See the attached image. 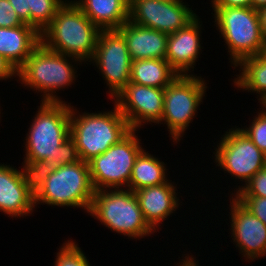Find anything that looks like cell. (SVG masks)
I'll use <instances>...</instances> for the list:
<instances>
[{
  "mask_svg": "<svg viewBox=\"0 0 266 266\" xmlns=\"http://www.w3.org/2000/svg\"><path fill=\"white\" fill-rule=\"evenodd\" d=\"M40 43V33L30 25L0 27V56L16 71Z\"/></svg>",
  "mask_w": 266,
  "mask_h": 266,
  "instance_id": "obj_19",
  "label": "cell"
},
{
  "mask_svg": "<svg viewBox=\"0 0 266 266\" xmlns=\"http://www.w3.org/2000/svg\"><path fill=\"white\" fill-rule=\"evenodd\" d=\"M0 163V212L11 218L30 216L35 207L31 171Z\"/></svg>",
  "mask_w": 266,
  "mask_h": 266,
  "instance_id": "obj_14",
  "label": "cell"
},
{
  "mask_svg": "<svg viewBox=\"0 0 266 266\" xmlns=\"http://www.w3.org/2000/svg\"><path fill=\"white\" fill-rule=\"evenodd\" d=\"M200 19L197 15L181 30L168 35L165 59L179 75H192L203 51L200 37L203 26Z\"/></svg>",
  "mask_w": 266,
  "mask_h": 266,
  "instance_id": "obj_16",
  "label": "cell"
},
{
  "mask_svg": "<svg viewBox=\"0 0 266 266\" xmlns=\"http://www.w3.org/2000/svg\"><path fill=\"white\" fill-rule=\"evenodd\" d=\"M131 130L139 132L146 123L158 124L163 117L164 88L129 82L112 100ZM145 123V124H144Z\"/></svg>",
  "mask_w": 266,
  "mask_h": 266,
  "instance_id": "obj_13",
  "label": "cell"
},
{
  "mask_svg": "<svg viewBox=\"0 0 266 266\" xmlns=\"http://www.w3.org/2000/svg\"><path fill=\"white\" fill-rule=\"evenodd\" d=\"M260 112L251 119L248 127H239L251 141L266 154V105H260ZM262 109V110H261Z\"/></svg>",
  "mask_w": 266,
  "mask_h": 266,
  "instance_id": "obj_26",
  "label": "cell"
},
{
  "mask_svg": "<svg viewBox=\"0 0 266 266\" xmlns=\"http://www.w3.org/2000/svg\"><path fill=\"white\" fill-rule=\"evenodd\" d=\"M112 109L81 113L71 105L70 137L74 140L82 161L88 163L103 154L131 131L118 106L115 104Z\"/></svg>",
  "mask_w": 266,
  "mask_h": 266,
  "instance_id": "obj_5",
  "label": "cell"
},
{
  "mask_svg": "<svg viewBox=\"0 0 266 266\" xmlns=\"http://www.w3.org/2000/svg\"><path fill=\"white\" fill-rule=\"evenodd\" d=\"M211 7H252V0H211Z\"/></svg>",
  "mask_w": 266,
  "mask_h": 266,
  "instance_id": "obj_31",
  "label": "cell"
},
{
  "mask_svg": "<svg viewBox=\"0 0 266 266\" xmlns=\"http://www.w3.org/2000/svg\"><path fill=\"white\" fill-rule=\"evenodd\" d=\"M117 30L125 39L132 61L165 59L168 34L132 23L129 20Z\"/></svg>",
  "mask_w": 266,
  "mask_h": 266,
  "instance_id": "obj_18",
  "label": "cell"
},
{
  "mask_svg": "<svg viewBox=\"0 0 266 266\" xmlns=\"http://www.w3.org/2000/svg\"><path fill=\"white\" fill-rule=\"evenodd\" d=\"M138 137L137 130H131L117 144L88 162L95 191L128 189L136 158L144 150Z\"/></svg>",
  "mask_w": 266,
  "mask_h": 266,
  "instance_id": "obj_10",
  "label": "cell"
},
{
  "mask_svg": "<svg viewBox=\"0 0 266 266\" xmlns=\"http://www.w3.org/2000/svg\"><path fill=\"white\" fill-rule=\"evenodd\" d=\"M88 215L128 238L140 240L155 233L143 217L135 192L127 188L95 191Z\"/></svg>",
  "mask_w": 266,
  "mask_h": 266,
  "instance_id": "obj_7",
  "label": "cell"
},
{
  "mask_svg": "<svg viewBox=\"0 0 266 266\" xmlns=\"http://www.w3.org/2000/svg\"><path fill=\"white\" fill-rule=\"evenodd\" d=\"M13 6L20 20L27 25H30V9H27V0H8Z\"/></svg>",
  "mask_w": 266,
  "mask_h": 266,
  "instance_id": "obj_30",
  "label": "cell"
},
{
  "mask_svg": "<svg viewBox=\"0 0 266 266\" xmlns=\"http://www.w3.org/2000/svg\"><path fill=\"white\" fill-rule=\"evenodd\" d=\"M24 25L8 0H0V27L10 28Z\"/></svg>",
  "mask_w": 266,
  "mask_h": 266,
  "instance_id": "obj_29",
  "label": "cell"
},
{
  "mask_svg": "<svg viewBox=\"0 0 266 266\" xmlns=\"http://www.w3.org/2000/svg\"><path fill=\"white\" fill-rule=\"evenodd\" d=\"M239 75L233 79L237 90L256 93L259 105H266V51L262 54L243 59L235 69Z\"/></svg>",
  "mask_w": 266,
  "mask_h": 266,
  "instance_id": "obj_21",
  "label": "cell"
},
{
  "mask_svg": "<svg viewBox=\"0 0 266 266\" xmlns=\"http://www.w3.org/2000/svg\"><path fill=\"white\" fill-rule=\"evenodd\" d=\"M26 133L24 161L27 170L54 169L80 161L70 137L71 103L41 102Z\"/></svg>",
  "mask_w": 266,
  "mask_h": 266,
  "instance_id": "obj_1",
  "label": "cell"
},
{
  "mask_svg": "<svg viewBox=\"0 0 266 266\" xmlns=\"http://www.w3.org/2000/svg\"><path fill=\"white\" fill-rule=\"evenodd\" d=\"M251 214L255 215L266 225V197L233 196Z\"/></svg>",
  "mask_w": 266,
  "mask_h": 266,
  "instance_id": "obj_28",
  "label": "cell"
},
{
  "mask_svg": "<svg viewBox=\"0 0 266 266\" xmlns=\"http://www.w3.org/2000/svg\"><path fill=\"white\" fill-rule=\"evenodd\" d=\"M264 6H266V0H252V8L258 10Z\"/></svg>",
  "mask_w": 266,
  "mask_h": 266,
  "instance_id": "obj_35",
  "label": "cell"
},
{
  "mask_svg": "<svg viewBox=\"0 0 266 266\" xmlns=\"http://www.w3.org/2000/svg\"><path fill=\"white\" fill-rule=\"evenodd\" d=\"M17 77V71L12 67V65L6 61L2 56H0V80L7 81Z\"/></svg>",
  "mask_w": 266,
  "mask_h": 266,
  "instance_id": "obj_32",
  "label": "cell"
},
{
  "mask_svg": "<svg viewBox=\"0 0 266 266\" xmlns=\"http://www.w3.org/2000/svg\"><path fill=\"white\" fill-rule=\"evenodd\" d=\"M178 75L166 59H138L132 61L130 82L166 88Z\"/></svg>",
  "mask_w": 266,
  "mask_h": 266,
  "instance_id": "obj_22",
  "label": "cell"
},
{
  "mask_svg": "<svg viewBox=\"0 0 266 266\" xmlns=\"http://www.w3.org/2000/svg\"><path fill=\"white\" fill-rule=\"evenodd\" d=\"M78 63L84 64L75 57L52 51L40 43L17 70L16 81L40 93V102H63L56 92L75 84Z\"/></svg>",
  "mask_w": 266,
  "mask_h": 266,
  "instance_id": "obj_3",
  "label": "cell"
},
{
  "mask_svg": "<svg viewBox=\"0 0 266 266\" xmlns=\"http://www.w3.org/2000/svg\"><path fill=\"white\" fill-rule=\"evenodd\" d=\"M186 3L129 0V21L169 35L181 30L198 15Z\"/></svg>",
  "mask_w": 266,
  "mask_h": 266,
  "instance_id": "obj_12",
  "label": "cell"
},
{
  "mask_svg": "<svg viewBox=\"0 0 266 266\" xmlns=\"http://www.w3.org/2000/svg\"><path fill=\"white\" fill-rule=\"evenodd\" d=\"M258 13L260 18L261 33L266 43V6L258 9Z\"/></svg>",
  "mask_w": 266,
  "mask_h": 266,
  "instance_id": "obj_34",
  "label": "cell"
},
{
  "mask_svg": "<svg viewBox=\"0 0 266 266\" xmlns=\"http://www.w3.org/2000/svg\"><path fill=\"white\" fill-rule=\"evenodd\" d=\"M35 207L80 208L88 214L95 189L89 164L82 160L54 169H34Z\"/></svg>",
  "mask_w": 266,
  "mask_h": 266,
  "instance_id": "obj_2",
  "label": "cell"
},
{
  "mask_svg": "<svg viewBox=\"0 0 266 266\" xmlns=\"http://www.w3.org/2000/svg\"><path fill=\"white\" fill-rule=\"evenodd\" d=\"M59 248L55 256L54 266H91L89 259L75 240L68 239Z\"/></svg>",
  "mask_w": 266,
  "mask_h": 266,
  "instance_id": "obj_25",
  "label": "cell"
},
{
  "mask_svg": "<svg viewBox=\"0 0 266 266\" xmlns=\"http://www.w3.org/2000/svg\"><path fill=\"white\" fill-rule=\"evenodd\" d=\"M101 30L119 29L129 20V0H73Z\"/></svg>",
  "mask_w": 266,
  "mask_h": 266,
  "instance_id": "obj_20",
  "label": "cell"
},
{
  "mask_svg": "<svg viewBox=\"0 0 266 266\" xmlns=\"http://www.w3.org/2000/svg\"><path fill=\"white\" fill-rule=\"evenodd\" d=\"M192 73L178 75L164 88L163 117L158 124L167 125L173 144H179L181 139L183 140L185 131L193 122L203 98L206 97V80Z\"/></svg>",
  "mask_w": 266,
  "mask_h": 266,
  "instance_id": "obj_8",
  "label": "cell"
},
{
  "mask_svg": "<svg viewBox=\"0 0 266 266\" xmlns=\"http://www.w3.org/2000/svg\"><path fill=\"white\" fill-rule=\"evenodd\" d=\"M162 1L176 2V1H183V0H162Z\"/></svg>",
  "mask_w": 266,
  "mask_h": 266,
  "instance_id": "obj_36",
  "label": "cell"
},
{
  "mask_svg": "<svg viewBox=\"0 0 266 266\" xmlns=\"http://www.w3.org/2000/svg\"><path fill=\"white\" fill-rule=\"evenodd\" d=\"M229 128L217 142L213 152V162L216 167L235 179H240L242 185L235 186L230 196H233L246 184L260 169L266 166V154H264L243 133L239 127ZM226 171V172H225ZM244 182V183H243Z\"/></svg>",
  "mask_w": 266,
  "mask_h": 266,
  "instance_id": "obj_9",
  "label": "cell"
},
{
  "mask_svg": "<svg viewBox=\"0 0 266 266\" xmlns=\"http://www.w3.org/2000/svg\"><path fill=\"white\" fill-rule=\"evenodd\" d=\"M101 29L82 10L67 0L52 22L41 32V43L48 49L75 57L87 65L92 60Z\"/></svg>",
  "mask_w": 266,
  "mask_h": 266,
  "instance_id": "obj_4",
  "label": "cell"
},
{
  "mask_svg": "<svg viewBox=\"0 0 266 266\" xmlns=\"http://www.w3.org/2000/svg\"><path fill=\"white\" fill-rule=\"evenodd\" d=\"M183 255V259L180 260L179 263H175L178 266H199V261L196 259V257H194V255H190V254H182ZM187 255V256H185ZM185 256V257H184ZM175 265V266H176Z\"/></svg>",
  "mask_w": 266,
  "mask_h": 266,
  "instance_id": "obj_33",
  "label": "cell"
},
{
  "mask_svg": "<svg viewBox=\"0 0 266 266\" xmlns=\"http://www.w3.org/2000/svg\"><path fill=\"white\" fill-rule=\"evenodd\" d=\"M175 183L168 179L163 184L135 191L143 217L154 232L161 230L160 224L176 213L182 203L177 197L179 195Z\"/></svg>",
  "mask_w": 266,
  "mask_h": 266,
  "instance_id": "obj_17",
  "label": "cell"
},
{
  "mask_svg": "<svg viewBox=\"0 0 266 266\" xmlns=\"http://www.w3.org/2000/svg\"><path fill=\"white\" fill-rule=\"evenodd\" d=\"M92 63L105 80L109 98L114 99L130 82L132 59L125 39L117 29L101 30L89 65Z\"/></svg>",
  "mask_w": 266,
  "mask_h": 266,
  "instance_id": "obj_11",
  "label": "cell"
},
{
  "mask_svg": "<svg viewBox=\"0 0 266 266\" xmlns=\"http://www.w3.org/2000/svg\"><path fill=\"white\" fill-rule=\"evenodd\" d=\"M229 209V233L239 255L250 262L266 257V225L231 196ZM231 231V232H230Z\"/></svg>",
  "mask_w": 266,
  "mask_h": 266,
  "instance_id": "obj_15",
  "label": "cell"
},
{
  "mask_svg": "<svg viewBox=\"0 0 266 266\" xmlns=\"http://www.w3.org/2000/svg\"><path fill=\"white\" fill-rule=\"evenodd\" d=\"M67 0H27L30 9V26L40 34L52 22L57 11Z\"/></svg>",
  "mask_w": 266,
  "mask_h": 266,
  "instance_id": "obj_24",
  "label": "cell"
},
{
  "mask_svg": "<svg viewBox=\"0 0 266 266\" xmlns=\"http://www.w3.org/2000/svg\"><path fill=\"white\" fill-rule=\"evenodd\" d=\"M166 164L145 149L137 156L133 166L128 189L136 191L156 186L168 180Z\"/></svg>",
  "mask_w": 266,
  "mask_h": 266,
  "instance_id": "obj_23",
  "label": "cell"
},
{
  "mask_svg": "<svg viewBox=\"0 0 266 266\" xmlns=\"http://www.w3.org/2000/svg\"><path fill=\"white\" fill-rule=\"evenodd\" d=\"M214 26L229 53L234 68L245 58L266 51L257 9L252 7H212ZM214 12V13H213Z\"/></svg>",
  "mask_w": 266,
  "mask_h": 266,
  "instance_id": "obj_6",
  "label": "cell"
},
{
  "mask_svg": "<svg viewBox=\"0 0 266 266\" xmlns=\"http://www.w3.org/2000/svg\"><path fill=\"white\" fill-rule=\"evenodd\" d=\"M233 196L266 197V166L260 169L244 186Z\"/></svg>",
  "mask_w": 266,
  "mask_h": 266,
  "instance_id": "obj_27",
  "label": "cell"
}]
</instances>
